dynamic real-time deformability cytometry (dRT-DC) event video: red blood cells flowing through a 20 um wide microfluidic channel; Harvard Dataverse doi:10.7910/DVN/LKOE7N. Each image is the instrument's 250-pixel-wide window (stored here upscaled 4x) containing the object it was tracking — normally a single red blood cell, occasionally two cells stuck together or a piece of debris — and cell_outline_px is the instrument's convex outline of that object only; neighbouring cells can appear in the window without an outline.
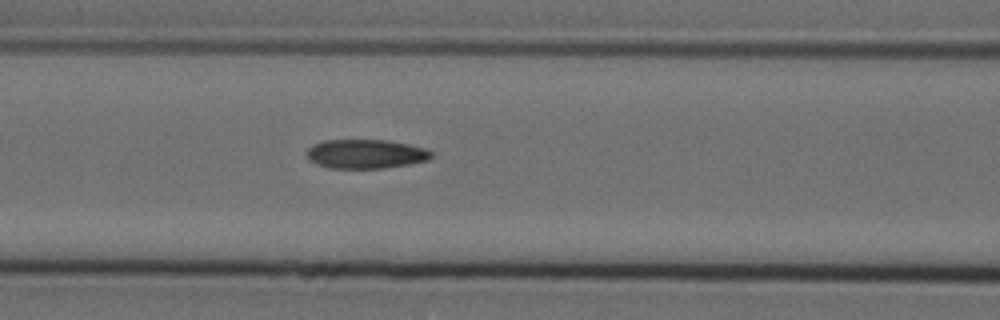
{"species": "Egyptian fruit bat (a non-hibernating species)", "species_latin": "Rousettus aegyptiacus", "temperature_condition": "cold", "stored_images_in_passage": 7, "camera_frame_rate_fps": 3000, "um_per_image_px": 0.085, "animal": {"sex": "female"}, "frame": {"image": 1, "passage_image": 7, "time_ms": 2.0, "image_size_px": [1000, 320], "cell_outline_px": [[432, 156], [428, 160], [408, 164], [384, 168], [328, 168], [316, 164], [308, 160], [308, 148], [312, 144], [324, 140], [388, 140], [428, 148], [432, 152]], "centroid_in_image_um": [31.09, 13.08], "position_along_channel_um": 135.5, "area_um2": 21.27}}